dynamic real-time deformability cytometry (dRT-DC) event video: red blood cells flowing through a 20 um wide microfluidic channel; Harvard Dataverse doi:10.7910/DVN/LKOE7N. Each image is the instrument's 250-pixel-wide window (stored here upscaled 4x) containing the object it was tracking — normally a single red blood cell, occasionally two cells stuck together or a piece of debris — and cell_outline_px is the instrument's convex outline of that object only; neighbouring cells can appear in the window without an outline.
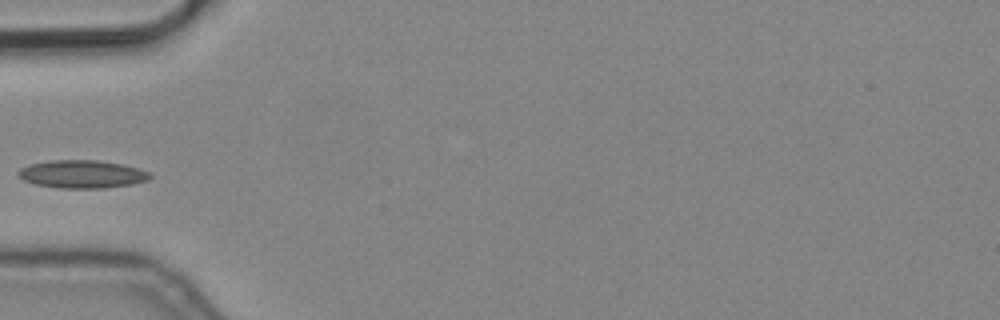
{"species": "common noctule bat (a hibernating species)", "species_latin": "Nyctalus noctula", "temperature_condition": "cold", "stored_images_in_passage": 6, "camera_frame_rate_fps": 3000, "um_per_image_px": 0.085, "animal": {"sex": "male", "body_mass_g": 19.2, "forearm_length_mm": 51.8}, "frame": {"image": 1, "passage_image": 5, "time_ms": 1.333, "image_size_px": [1000, 320], "cell_outline_px": [[152, 176], [148, 180], [132, 184], [104, 188], [60, 188], [36, 184], [24, 180], [16, 172], [20, 168], [28, 164], [48, 160], [96, 160], [124, 164], [140, 168], [148, 172]], "centroid_in_image_um": [6.98, 14.79], "position_along_channel_um": 78.0, "area_um2": 21.56}}
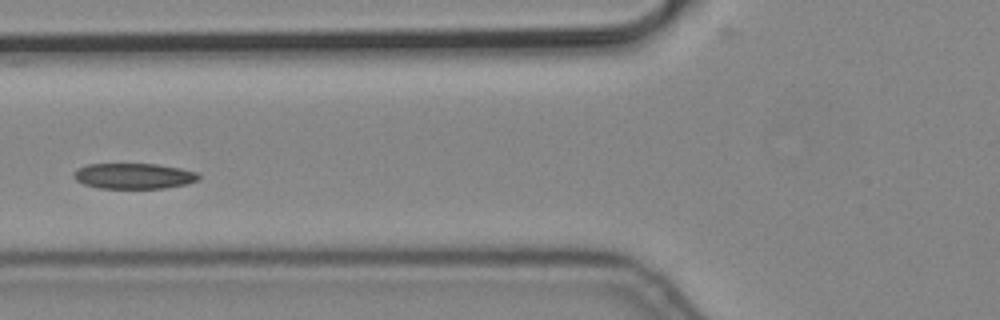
{"frame": {"image": 2, "passage_image": 6, "time_ms": 1.667, "image_size_px": [1000, 320], "cell_outline_px": [[200, 180], [184, 184], [164, 188], [100, 188], [84, 184], [76, 180], [72, 176], [76, 168], [88, 164], [156, 164], [180, 168], [196, 172], [200, 176]], "centroid_in_image_um": [11.35, 14.95], "position_along_channel_um": 114.5, "area_um2": 18.61}}